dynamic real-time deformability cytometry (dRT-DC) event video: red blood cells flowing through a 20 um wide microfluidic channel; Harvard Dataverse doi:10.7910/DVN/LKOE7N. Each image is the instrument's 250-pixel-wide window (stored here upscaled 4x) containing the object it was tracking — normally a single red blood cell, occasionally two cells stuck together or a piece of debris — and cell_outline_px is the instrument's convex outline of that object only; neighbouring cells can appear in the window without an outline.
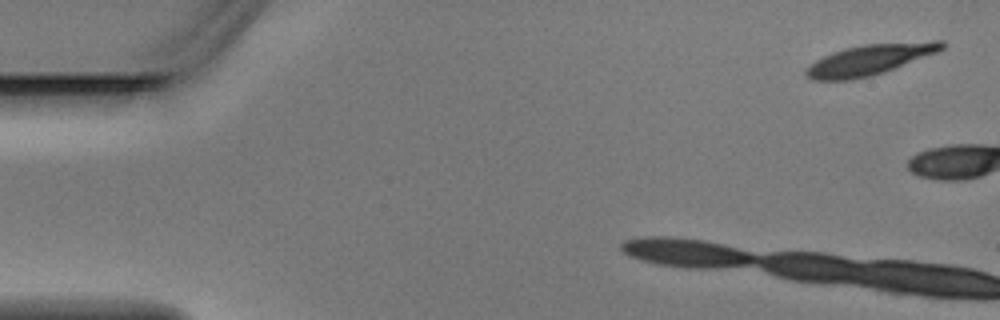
{"species": "Egyptian fruit bat (a non-hibernating species)", "species_latin": "Rousettus aegyptiacus", "temperature_condition": "warm", "stored_images_in_passage": 5, "camera_frame_rate_fps": 3000, "um_per_image_px": 0.085, "animal": {"sex": "male"}, "frame": {"image": 1, "passage_image": 1, "time_ms": 0.0, "image_size_px": [1000, 320], "cell_outline_px": [[944, 48], [936, 52], [884, 72], [852, 80], [812, 80], [804, 76], [804, 68], [816, 60], [832, 52], [844, 48], [864, 44], [932, 40], [944, 40]], "centroid_in_image_um": [73.88, 5.06], "position_along_channel_um": 11.1, "area_um2": 24.28}}